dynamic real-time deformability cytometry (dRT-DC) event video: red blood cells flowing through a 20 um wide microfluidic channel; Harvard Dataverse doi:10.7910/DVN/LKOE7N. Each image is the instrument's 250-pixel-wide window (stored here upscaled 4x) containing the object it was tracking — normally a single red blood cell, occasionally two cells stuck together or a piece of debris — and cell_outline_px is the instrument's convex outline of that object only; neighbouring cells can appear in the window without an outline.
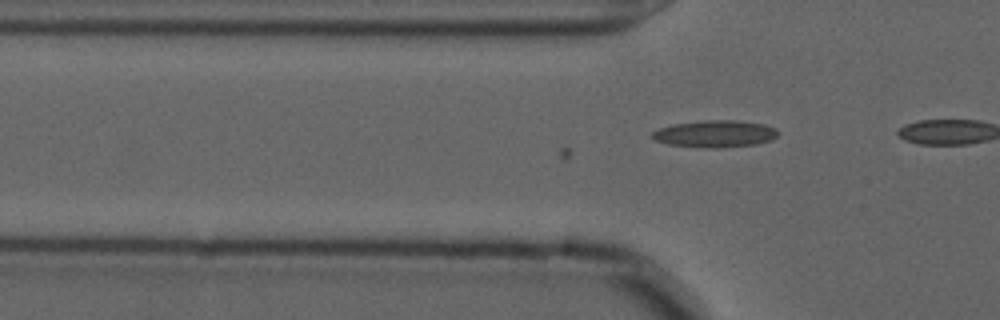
{"species": "common noctule bat (a hibernating species)", "species_latin": "Nyctalus noctula", "temperature_condition": "cold", "stored_images_in_passage": 6, "camera_frame_rate_fps": 3000, "um_per_image_px": 0.085, "animal": {"sex": "male", "forearm_length_mm": 52.5}, "frame": {"image": 1, "passage_image": 6, "time_ms": 1.667, "image_size_px": [1000, 320], "cell_outline_px": [[780, 132], [772, 140], [756, 144], [720, 148], [704, 148], [668, 144], [652, 140], [652, 132], [660, 128], [672, 124], [704, 120], [736, 120], [764, 124], [776, 128]], "centroid_in_image_um": [60.78, 11.37], "position_along_channel_um": 65.0, "area_um2": 20.0}}